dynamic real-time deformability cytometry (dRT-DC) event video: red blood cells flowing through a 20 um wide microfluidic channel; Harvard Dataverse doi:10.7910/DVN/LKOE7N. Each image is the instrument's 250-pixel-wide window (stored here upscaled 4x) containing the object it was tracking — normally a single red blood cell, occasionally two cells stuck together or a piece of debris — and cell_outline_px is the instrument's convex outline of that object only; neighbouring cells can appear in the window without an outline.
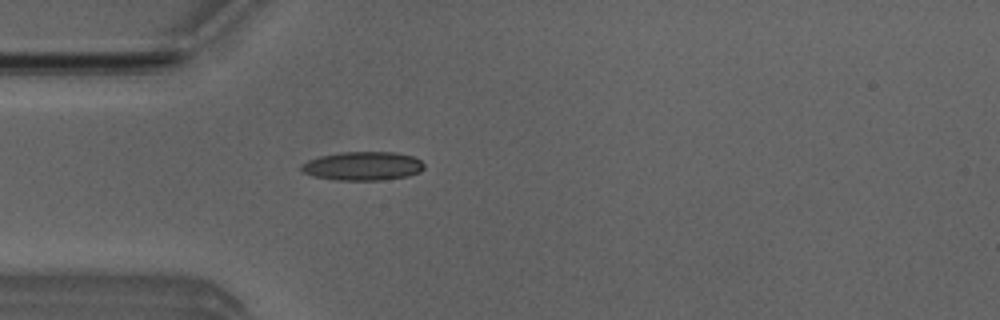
{"species": "Egyptian fruit bat (a non-hibernating species)", "species_latin": "Rousettus aegyptiacus", "temperature_condition": "room temperature", "stored_images_in_passage": 46, "camera_frame_rate_fps": 3000, "um_per_image_px": 0.085, "animal": {"sex": "male"}, "frame": {"image": 1, "passage_image": 9, "time_ms": 2.667, "image_size_px": [1000, 320], "cell_outline_px": [[424, 168], [420, 172], [408, 176], [380, 180], [336, 180], [312, 176], [304, 172], [300, 168], [300, 164], [308, 160], [320, 156], [340, 152], [396, 152], [412, 156], [420, 160], [424, 164]], "centroid_in_image_um": [30.83, 14.11], "position_along_channel_um": 54.2, "area_um2": 20.63}}
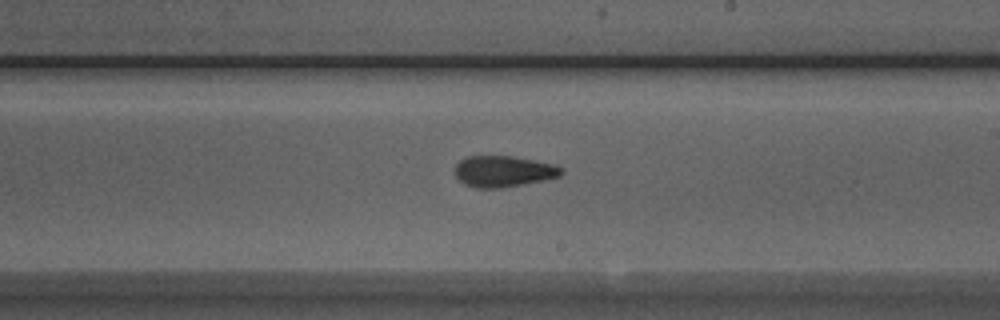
{"frame": {"image": 2, "passage_image": 24, "time_ms": 7.667, "image_size_px": [1000, 320], "cell_outline_px": [[564, 172], [560, 176], [544, 180], [524, 184], [500, 188], [476, 188], [464, 184], [456, 176], [456, 164], [460, 160], [468, 156], [512, 156], [556, 164], [564, 168]], "centroid_in_image_um": [42.83, 14.56], "position_along_channel_um": 246.2, "area_um2": 19.42}}
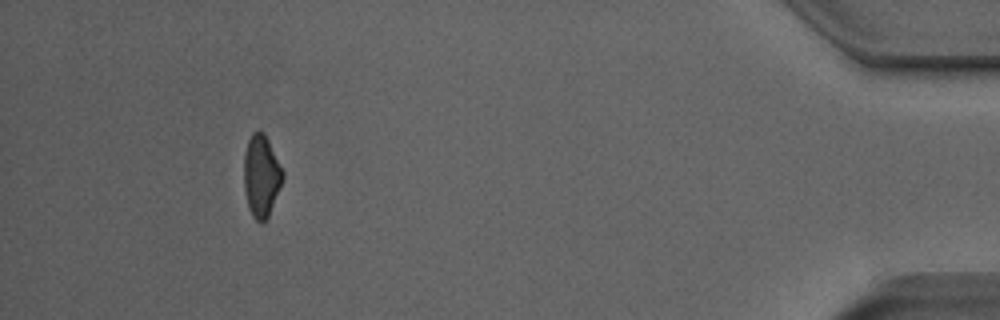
{"frame": {"image": 3, "passage_image": 42, "time_ms": 13.667, "image_size_px": [1000, 320], "cell_outline_px": [[284, 176], [268, 216], [260, 224], [252, 216], [248, 208], [244, 192], [244, 152], [248, 140], [252, 132], [264, 132], [284, 172]], "centroid_in_image_um": [22.19, 14.96], "position_along_channel_um": 413.0, "area_um2": 18.44}, "authors_computed_cell_mechanics": {"area_um2": 18.8717, "velocity_mm_per_s": 3.9444, "shape_relaxation_time_tau1_ms": 3.9582, "shape_relaxation_time_tau2_ms": 2.6885, "deformation_change_tau1": 0.1505, "deformation_change_tau2": 0.1124}}